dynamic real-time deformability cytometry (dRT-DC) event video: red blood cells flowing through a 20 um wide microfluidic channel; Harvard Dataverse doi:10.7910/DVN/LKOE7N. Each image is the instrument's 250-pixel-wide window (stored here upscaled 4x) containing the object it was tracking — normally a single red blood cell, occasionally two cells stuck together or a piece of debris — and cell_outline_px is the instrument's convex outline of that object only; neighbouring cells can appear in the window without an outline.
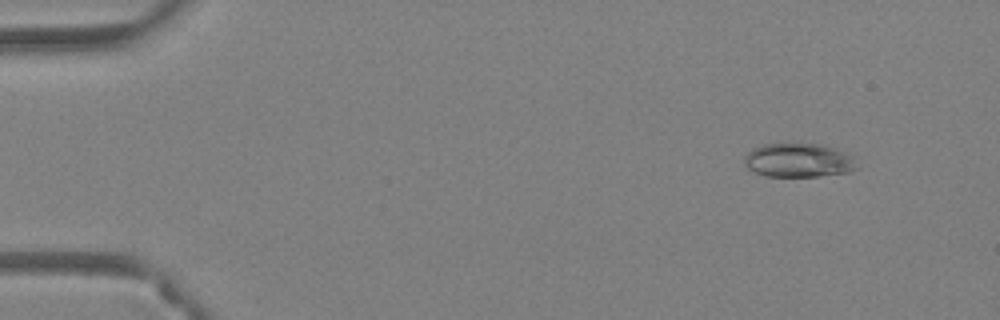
{"species": "Egyptian fruit bat (a non-hibernating species)", "species_latin": "Rousettus aegyptiacus", "temperature_condition": "warm", "stored_images_in_passage": 50, "camera_frame_rate_fps": 3000, "um_per_image_px": 0.085, "animal": {"sex": "female"}, "frame": {"image": 1, "passage_image": 6, "time_ms": 1.667, "image_size_px": [1000, 320], "cell_outline_px": [[860, 168], [848, 172], [820, 176], [764, 176], [748, 168], [744, 164], [744, 156], [752, 148], [760, 144], [788, 140], [792, 140], [820, 144], [836, 148], [852, 156]], "centroid_in_image_um": [67.85, 13.56], "position_along_channel_um": 17.1, "area_um2": 23.29}}
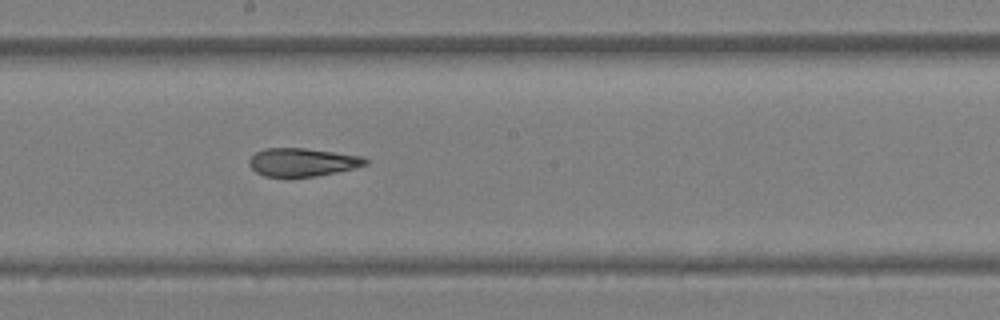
{"frame": {"image": 2, "passage_image": 29, "time_ms": 9.333, "image_size_px": [1000, 320], "cell_outline_px": [[368, 164], [356, 168], [316, 176], [284, 180], [264, 176], [256, 172], [248, 164], [248, 160], [256, 152], [264, 148], [304, 148], [364, 156], [368, 160]], "centroid_in_image_um": [25.68, 13.83], "position_along_channel_um": 222.5, "area_um2": 19.83}}
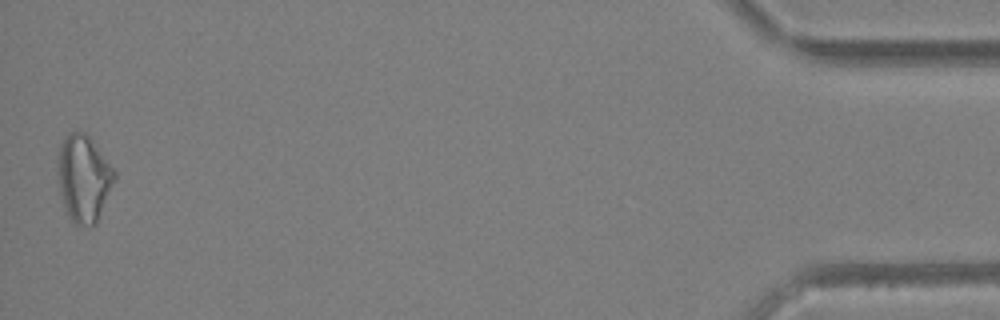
{"frame": {"image": 3, "passage_image": 50, "time_ms": 16.333, "image_size_px": [1000, 320], "cell_outline_px": [[116, 180], [96, 224], [72, 224], [64, 208], [60, 192], [56, 172], [56, 164], [60, 144], [72, 132], [84, 132], [88, 136], [116, 172]], "centroid_in_image_um": [7.09, 15.19], "position_along_channel_um": 428.1, "area_um2": 28.67}, "authors_computed_cell_mechanics": {"area_um2": 21.7039, "velocity_mm_per_s": 4.2099, "shape_relaxation_time_tau1_ms": 10.3644, "shape_relaxation_time_tau2_ms": 3.8298, "deformation_change_tau1": 0.2534, "deformation_change_tau2": 0.1187}}